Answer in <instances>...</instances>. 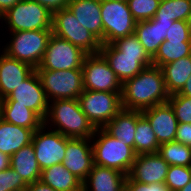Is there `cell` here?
<instances>
[{
  "mask_svg": "<svg viewBox=\"0 0 191 191\" xmlns=\"http://www.w3.org/2000/svg\"><path fill=\"white\" fill-rule=\"evenodd\" d=\"M174 21L166 19H150L136 23L134 35L145 48L146 52L153 57L159 46L165 41L168 30Z\"/></svg>",
  "mask_w": 191,
  "mask_h": 191,
  "instance_id": "obj_20",
  "label": "cell"
},
{
  "mask_svg": "<svg viewBox=\"0 0 191 191\" xmlns=\"http://www.w3.org/2000/svg\"><path fill=\"white\" fill-rule=\"evenodd\" d=\"M62 165L83 182L93 166L91 139L67 137Z\"/></svg>",
  "mask_w": 191,
  "mask_h": 191,
  "instance_id": "obj_15",
  "label": "cell"
},
{
  "mask_svg": "<svg viewBox=\"0 0 191 191\" xmlns=\"http://www.w3.org/2000/svg\"><path fill=\"white\" fill-rule=\"evenodd\" d=\"M103 44L134 34L137 21L132 16L127 2L101 0Z\"/></svg>",
  "mask_w": 191,
  "mask_h": 191,
  "instance_id": "obj_10",
  "label": "cell"
},
{
  "mask_svg": "<svg viewBox=\"0 0 191 191\" xmlns=\"http://www.w3.org/2000/svg\"><path fill=\"white\" fill-rule=\"evenodd\" d=\"M46 129L48 131H46ZM35 157L41 170L61 164L67 146V137L43 124L32 136Z\"/></svg>",
  "mask_w": 191,
  "mask_h": 191,
  "instance_id": "obj_14",
  "label": "cell"
},
{
  "mask_svg": "<svg viewBox=\"0 0 191 191\" xmlns=\"http://www.w3.org/2000/svg\"><path fill=\"white\" fill-rule=\"evenodd\" d=\"M48 101L78 99L83 93L82 70H36Z\"/></svg>",
  "mask_w": 191,
  "mask_h": 191,
  "instance_id": "obj_9",
  "label": "cell"
},
{
  "mask_svg": "<svg viewBox=\"0 0 191 191\" xmlns=\"http://www.w3.org/2000/svg\"><path fill=\"white\" fill-rule=\"evenodd\" d=\"M67 8L71 10L79 24L103 44L101 0H70Z\"/></svg>",
  "mask_w": 191,
  "mask_h": 191,
  "instance_id": "obj_19",
  "label": "cell"
},
{
  "mask_svg": "<svg viewBox=\"0 0 191 191\" xmlns=\"http://www.w3.org/2000/svg\"><path fill=\"white\" fill-rule=\"evenodd\" d=\"M141 113L153 128L159 144L175 141L178 120L168 102L147 108Z\"/></svg>",
  "mask_w": 191,
  "mask_h": 191,
  "instance_id": "obj_17",
  "label": "cell"
},
{
  "mask_svg": "<svg viewBox=\"0 0 191 191\" xmlns=\"http://www.w3.org/2000/svg\"><path fill=\"white\" fill-rule=\"evenodd\" d=\"M191 180V166H169L165 184L171 191H179Z\"/></svg>",
  "mask_w": 191,
  "mask_h": 191,
  "instance_id": "obj_33",
  "label": "cell"
},
{
  "mask_svg": "<svg viewBox=\"0 0 191 191\" xmlns=\"http://www.w3.org/2000/svg\"><path fill=\"white\" fill-rule=\"evenodd\" d=\"M168 103L173 108L178 123H191V96L171 94Z\"/></svg>",
  "mask_w": 191,
  "mask_h": 191,
  "instance_id": "obj_34",
  "label": "cell"
},
{
  "mask_svg": "<svg viewBox=\"0 0 191 191\" xmlns=\"http://www.w3.org/2000/svg\"><path fill=\"white\" fill-rule=\"evenodd\" d=\"M84 90L122 92V83L101 53L87 54L82 65Z\"/></svg>",
  "mask_w": 191,
  "mask_h": 191,
  "instance_id": "obj_12",
  "label": "cell"
},
{
  "mask_svg": "<svg viewBox=\"0 0 191 191\" xmlns=\"http://www.w3.org/2000/svg\"><path fill=\"white\" fill-rule=\"evenodd\" d=\"M165 41L191 42V32L187 21L175 20L168 30Z\"/></svg>",
  "mask_w": 191,
  "mask_h": 191,
  "instance_id": "obj_36",
  "label": "cell"
},
{
  "mask_svg": "<svg viewBox=\"0 0 191 191\" xmlns=\"http://www.w3.org/2000/svg\"><path fill=\"white\" fill-rule=\"evenodd\" d=\"M179 191H191V180L189 181L188 184H186L182 189Z\"/></svg>",
  "mask_w": 191,
  "mask_h": 191,
  "instance_id": "obj_44",
  "label": "cell"
},
{
  "mask_svg": "<svg viewBox=\"0 0 191 191\" xmlns=\"http://www.w3.org/2000/svg\"><path fill=\"white\" fill-rule=\"evenodd\" d=\"M187 25H188V27L190 29V32H191V13H190V15L187 18Z\"/></svg>",
  "mask_w": 191,
  "mask_h": 191,
  "instance_id": "obj_45",
  "label": "cell"
},
{
  "mask_svg": "<svg viewBox=\"0 0 191 191\" xmlns=\"http://www.w3.org/2000/svg\"><path fill=\"white\" fill-rule=\"evenodd\" d=\"M121 94L84 90L78 97L82 111L95 129L103 128L123 109Z\"/></svg>",
  "mask_w": 191,
  "mask_h": 191,
  "instance_id": "obj_7",
  "label": "cell"
},
{
  "mask_svg": "<svg viewBox=\"0 0 191 191\" xmlns=\"http://www.w3.org/2000/svg\"><path fill=\"white\" fill-rule=\"evenodd\" d=\"M52 34L80 47L87 54L100 53L101 42L79 24L67 7L53 12Z\"/></svg>",
  "mask_w": 191,
  "mask_h": 191,
  "instance_id": "obj_8",
  "label": "cell"
},
{
  "mask_svg": "<svg viewBox=\"0 0 191 191\" xmlns=\"http://www.w3.org/2000/svg\"><path fill=\"white\" fill-rule=\"evenodd\" d=\"M169 164L157 153L136 155L128 177L139 183H164Z\"/></svg>",
  "mask_w": 191,
  "mask_h": 191,
  "instance_id": "obj_16",
  "label": "cell"
},
{
  "mask_svg": "<svg viewBox=\"0 0 191 191\" xmlns=\"http://www.w3.org/2000/svg\"><path fill=\"white\" fill-rule=\"evenodd\" d=\"M90 139L93 164L113 168L128 175L136 158L132 147L125 145L122 140L112 137L103 128L95 129L94 135Z\"/></svg>",
  "mask_w": 191,
  "mask_h": 191,
  "instance_id": "obj_4",
  "label": "cell"
},
{
  "mask_svg": "<svg viewBox=\"0 0 191 191\" xmlns=\"http://www.w3.org/2000/svg\"><path fill=\"white\" fill-rule=\"evenodd\" d=\"M11 33L12 39L3 47V52L9 57L27 63L35 69L38 68L52 35V30L16 31Z\"/></svg>",
  "mask_w": 191,
  "mask_h": 191,
  "instance_id": "obj_5",
  "label": "cell"
},
{
  "mask_svg": "<svg viewBox=\"0 0 191 191\" xmlns=\"http://www.w3.org/2000/svg\"><path fill=\"white\" fill-rule=\"evenodd\" d=\"M100 53L122 84L153 65L152 57L134 34L116 39L110 44H102Z\"/></svg>",
  "mask_w": 191,
  "mask_h": 191,
  "instance_id": "obj_2",
  "label": "cell"
},
{
  "mask_svg": "<svg viewBox=\"0 0 191 191\" xmlns=\"http://www.w3.org/2000/svg\"><path fill=\"white\" fill-rule=\"evenodd\" d=\"M127 175L113 168L93 164L82 182V191H125Z\"/></svg>",
  "mask_w": 191,
  "mask_h": 191,
  "instance_id": "obj_21",
  "label": "cell"
},
{
  "mask_svg": "<svg viewBox=\"0 0 191 191\" xmlns=\"http://www.w3.org/2000/svg\"><path fill=\"white\" fill-rule=\"evenodd\" d=\"M53 13L34 0H21L0 17L11 32L52 30Z\"/></svg>",
  "mask_w": 191,
  "mask_h": 191,
  "instance_id": "obj_6",
  "label": "cell"
},
{
  "mask_svg": "<svg viewBox=\"0 0 191 191\" xmlns=\"http://www.w3.org/2000/svg\"><path fill=\"white\" fill-rule=\"evenodd\" d=\"M137 111L122 109L103 129L112 137L122 140L134 149Z\"/></svg>",
  "mask_w": 191,
  "mask_h": 191,
  "instance_id": "obj_23",
  "label": "cell"
},
{
  "mask_svg": "<svg viewBox=\"0 0 191 191\" xmlns=\"http://www.w3.org/2000/svg\"><path fill=\"white\" fill-rule=\"evenodd\" d=\"M44 124L47 128L52 126L51 129L68 138L90 139L95 132V128L82 111L78 99L50 101Z\"/></svg>",
  "mask_w": 191,
  "mask_h": 191,
  "instance_id": "obj_3",
  "label": "cell"
},
{
  "mask_svg": "<svg viewBox=\"0 0 191 191\" xmlns=\"http://www.w3.org/2000/svg\"><path fill=\"white\" fill-rule=\"evenodd\" d=\"M169 96L163 71L154 65L122 84V107L125 110L143 111L167 103Z\"/></svg>",
  "mask_w": 191,
  "mask_h": 191,
  "instance_id": "obj_1",
  "label": "cell"
},
{
  "mask_svg": "<svg viewBox=\"0 0 191 191\" xmlns=\"http://www.w3.org/2000/svg\"><path fill=\"white\" fill-rule=\"evenodd\" d=\"M125 191H171L165 183L143 184L131 180L128 176L125 180Z\"/></svg>",
  "mask_w": 191,
  "mask_h": 191,
  "instance_id": "obj_37",
  "label": "cell"
},
{
  "mask_svg": "<svg viewBox=\"0 0 191 191\" xmlns=\"http://www.w3.org/2000/svg\"><path fill=\"white\" fill-rule=\"evenodd\" d=\"M191 55V42L164 41L152 57V64L162 67L167 63Z\"/></svg>",
  "mask_w": 191,
  "mask_h": 191,
  "instance_id": "obj_29",
  "label": "cell"
},
{
  "mask_svg": "<svg viewBox=\"0 0 191 191\" xmlns=\"http://www.w3.org/2000/svg\"><path fill=\"white\" fill-rule=\"evenodd\" d=\"M191 13V0H160L152 19L187 21Z\"/></svg>",
  "mask_w": 191,
  "mask_h": 191,
  "instance_id": "obj_30",
  "label": "cell"
},
{
  "mask_svg": "<svg viewBox=\"0 0 191 191\" xmlns=\"http://www.w3.org/2000/svg\"><path fill=\"white\" fill-rule=\"evenodd\" d=\"M159 3L160 0H127L130 12L137 22L152 19Z\"/></svg>",
  "mask_w": 191,
  "mask_h": 191,
  "instance_id": "obj_32",
  "label": "cell"
},
{
  "mask_svg": "<svg viewBox=\"0 0 191 191\" xmlns=\"http://www.w3.org/2000/svg\"><path fill=\"white\" fill-rule=\"evenodd\" d=\"M44 7L48 8L52 13L67 7L70 0H34Z\"/></svg>",
  "mask_w": 191,
  "mask_h": 191,
  "instance_id": "obj_39",
  "label": "cell"
},
{
  "mask_svg": "<svg viewBox=\"0 0 191 191\" xmlns=\"http://www.w3.org/2000/svg\"><path fill=\"white\" fill-rule=\"evenodd\" d=\"M28 184L11 167L0 172V191H25Z\"/></svg>",
  "mask_w": 191,
  "mask_h": 191,
  "instance_id": "obj_35",
  "label": "cell"
},
{
  "mask_svg": "<svg viewBox=\"0 0 191 191\" xmlns=\"http://www.w3.org/2000/svg\"><path fill=\"white\" fill-rule=\"evenodd\" d=\"M109 1H125V2H127V0H109Z\"/></svg>",
  "mask_w": 191,
  "mask_h": 191,
  "instance_id": "obj_46",
  "label": "cell"
},
{
  "mask_svg": "<svg viewBox=\"0 0 191 191\" xmlns=\"http://www.w3.org/2000/svg\"><path fill=\"white\" fill-rule=\"evenodd\" d=\"M21 0H0V17Z\"/></svg>",
  "mask_w": 191,
  "mask_h": 191,
  "instance_id": "obj_41",
  "label": "cell"
},
{
  "mask_svg": "<svg viewBox=\"0 0 191 191\" xmlns=\"http://www.w3.org/2000/svg\"><path fill=\"white\" fill-rule=\"evenodd\" d=\"M10 167L19 173L27 184L40 180L42 170L35 157L32 142L10 156Z\"/></svg>",
  "mask_w": 191,
  "mask_h": 191,
  "instance_id": "obj_24",
  "label": "cell"
},
{
  "mask_svg": "<svg viewBox=\"0 0 191 191\" xmlns=\"http://www.w3.org/2000/svg\"><path fill=\"white\" fill-rule=\"evenodd\" d=\"M179 95L191 96V76L185 82L183 88L178 92Z\"/></svg>",
  "mask_w": 191,
  "mask_h": 191,
  "instance_id": "obj_43",
  "label": "cell"
},
{
  "mask_svg": "<svg viewBox=\"0 0 191 191\" xmlns=\"http://www.w3.org/2000/svg\"><path fill=\"white\" fill-rule=\"evenodd\" d=\"M0 105H22L34 111L43 121L49 109V101L36 70L23 81Z\"/></svg>",
  "mask_w": 191,
  "mask_h": 191,
  "instance_id": "obj_13",
  "label": "cell"
},
{
  "mask_svg": "<svg viewBox=\"0 0 191 191\" xmlns=\"http://www.w3.org/2000/svg\"><path fill=\"white\" fill-rule=\"evenodd\" d=\"M86 55L80 47L52 34L43 59L35 70H81Z\"/></svg>",
  "mask_w": 191,
  "mask_h": 191,
  "instance_id": "obj_11",
  "label": "cell"
},
{
  "mask_svg": "<svg viewBox=\"0 0 191 191\" xmlns=\"http://www.w3.org/2000/svg\"><path fill=\"white\" fill-rule=\"evenodd\" d=\"M158 154L170 165L191 166V148L177 141L162 143Z\"/></svg>",
  "mask_w": 191,
  "mask_h": 191,
  "instance_id": "obj_31",
  "label": "cell"
},
{
  "mask_svg": "<svg viewBox=\"0 0 191 191\" xmlns=\"http://www.w3.org/2000/svg\"><path fill=\"white\" fill-rule=\"evenodd\" d=\"M0 117L7 122L35 132L44 121L32 110L22 105H0Z\"/></svg>",
  "mask_w": 191,
  "mask_h": 191,
  "instance_id": "obj_27",
  "label": "cell"
},
{
  "mask_svg": "<svg viewBox=\"0 0 191 191\" xmlns=\"http://www.w3.org/2000/svg\"><path fill=\"white\" fill-rule=\"evenodd\" d=\"M160 144L153 132L148 120L137 111V124L134 139V151L136 155L157 153Z\"/></svg>",
  "mask_w": 191,
  "mask_h": 191,
  "instance_id": "obj_28",
  "label": "cell"
},
{
  "mask_svg": "<svg viewBox=\"0 0 191 191\" xmlns=\"http://www.w3.org/2000/svg\"><path fill=\"white\" fill-rule=\"evenodd\" d=\"M33 131L5 121L0 117V151L9 156L31 143Z\"/></svg>",
  "mask_w": 191,
  "mask_h": 191,
  "instance_id": "obj_22",
  "label": "cell"
},
{
  "mask_svg": "<svg viewBox=\"0 0 191 191\" xmlns=\"http://www.w3.org/2000/svg\"><path fill=\"white\" fill-rule=\"evenodd\" d=\"M175 141L191 148V123H178Z\"/></svg>",
  "mask_w": 191,
  "mask_h": 191,
  "instance_id": "obj_38",
  "label": "cell"
},
{
  "mask_svg": "<svg viewBox=\"0 0 191 191\" xmlns=\"http://www.w3.org/2000/svg\"><path fill=\"white\" fill-rule=\"evenodd\" d=\"M25 191H56L51 186L44 184L41 180L28 184Z\"/></svg>",
  "mask_w": 191,
  "mask_h": 191,
  "instance_id": "obj_40",
  "label": "cell"
},
{
  "mask_svg": "<svg viewBox=\"0 0 191 191\" xmlns=\"http://www.w3.org/2000/svg\"><path fill=\"white\" fill-rule=\"evenodd\" d=\"M167 92L178 93L191 76V55L167 63L161 67Z\"/></svg>",
  "mask_w": 191,
  "mask_h": 191,
  "instance_id": "obj_26",
  "label": "cell"
},
{
  "mask_svg": "<svg viewBox=\"0 0 191 191\" xmlns=\"http://www.w3.org/2000/svg\"><path fill=\"white\" fill-rule=\"evenodd\" d=\"M2 53V54H1ZM0 53V100L10 95L16 87L25 81L35 68L27 63Z\"/></svg>",
  "mask_w": 191,
  "mask_h": 191,
  "instance_id": "obj_18",
  "label": "cell"
},
{
  "mask_svg": "<svg viewBox=\"0 0 191 191\" xmlns=\"http://www.w3.org/2000/svg\"><path fill=\"white\" fill-rule=\"evenodd\" d=\"M40 180L56 191H82V181L62 163L43 169Z\"/></svg>",
  "mask_w": 191,
  "mask_h": 191,
  "instance_id": "obj_25",
  "label": "cell"
},
{
  "mask_svg": "<svg viewBox=\"0 0 191 191\" xmlns=\"http://www.w3.org/2000/svg\"><path fill=\"white\" fill-rule=\"evenodd\" d=\"M10 168V156L0 151V172Z\"/></svg>",
  "mask_w": 191,
  "mask_h": 191,
  "instance_id": "obj_42",
  "label": "cell"
}]
</instances>
